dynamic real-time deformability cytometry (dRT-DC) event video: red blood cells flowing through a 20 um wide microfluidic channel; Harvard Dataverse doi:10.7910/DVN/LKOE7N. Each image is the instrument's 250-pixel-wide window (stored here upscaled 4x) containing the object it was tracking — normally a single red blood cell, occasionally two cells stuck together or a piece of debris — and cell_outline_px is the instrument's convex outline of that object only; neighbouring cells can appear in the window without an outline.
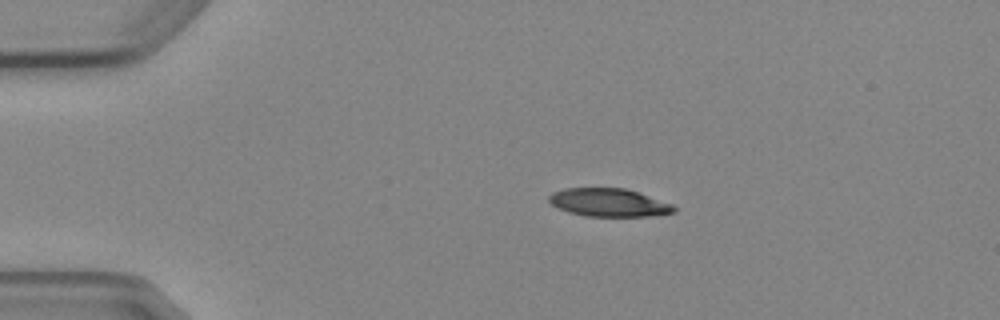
{"species": "Egyptian fruit bat (a non-hibernating species)", "species_latin": "Rousettus aegyptiacus", "temperature_condition": "cold", "stored_images_in_passage": 4, "camera_frame_rate_fps": 3000, "um_per_image_px": 0.085, "animal": {"sex": "female"}, "frame": {"image": 1, "passage_image": 2, "time_ms": 1.333, "image_size_px": [1000, 320], "cell_outline_px": [[676, 212], [652, 216], [584, 216], [568, 212], [552, 204], [548, 200], [548, 196], [552, 192], [564, 188], [624, 188], [672, 204], [676, 208]], "centroid_in_image_um": [51.73, 17.22], "position_along_channel_um": 33.3, "area_um2": 20.35}}
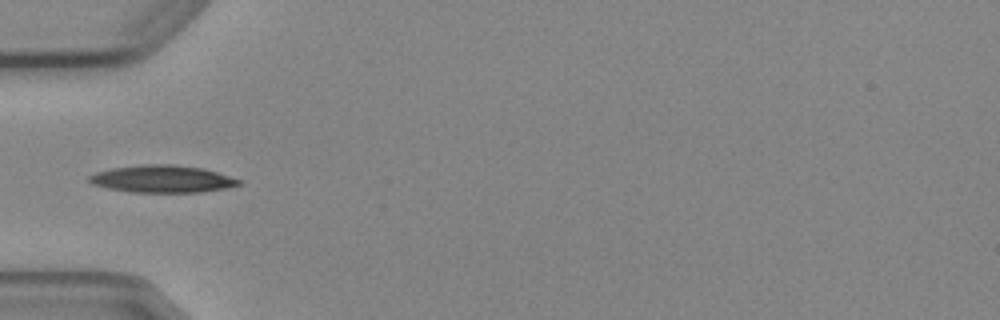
{"frame": {"image": 2, "passage_image": 4, "time_ms": 3.667, "image_size_px": [1000, 320], "cell_outline_px": [[244, 184], [224, 188], [200, 192], [132, 192], [108, 188], [92, 184], [88, 180], [88, 176], [96, 172], [112, 168], [140, 164], [176, 164], [204, 168], [240, 180]], "centroid_in_image_um": [13.78, 15.2], "position_along_channel_um": 71.2, "area_um2": 23.81}}